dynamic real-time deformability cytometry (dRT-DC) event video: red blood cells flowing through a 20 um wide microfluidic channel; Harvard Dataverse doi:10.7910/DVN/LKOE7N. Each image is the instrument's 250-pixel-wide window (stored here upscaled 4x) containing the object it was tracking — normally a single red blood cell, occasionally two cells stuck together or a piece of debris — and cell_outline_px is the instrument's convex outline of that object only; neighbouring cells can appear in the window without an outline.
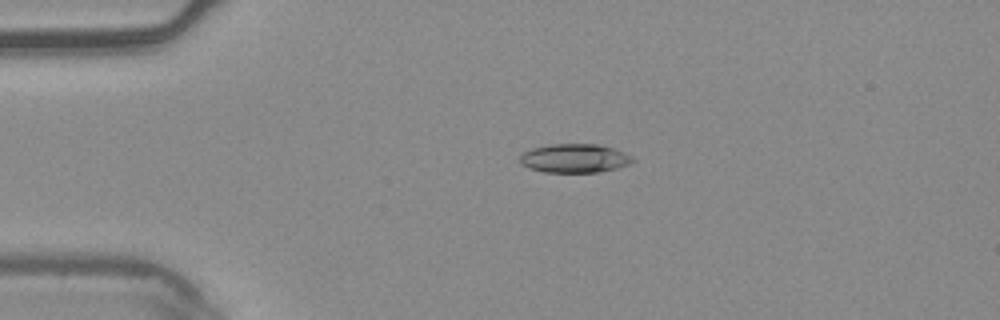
{"species": "common noctule bat (a hibernating species)", "species_latin": "Nyctalus noctula", "temperature_condition": "warm", "stored_images_in_passage": 6, "camera_frame_rate_fps": 3000, "um_per_image_px": 0.085, "animal": {"sex": "male", "body_mass_g": 20.4}, "frame": {"image": 1, "passage_image": 4, "time_ms": 1.0, "image_size_px": [1000, 320], "cell_outline_px": [[636, 160], [628, 164], [616, 168], [596, 172], [544, 172], [528, 168], [520, 164], [520, 156], [524, 152], [532, 148], [548, 144], [600, 144], [624, 152], [632, 156]], "centroid_in_image_um": [48.82, 13.45], "position_along_channel_um": 36.2, "area_um2": 18.96}}
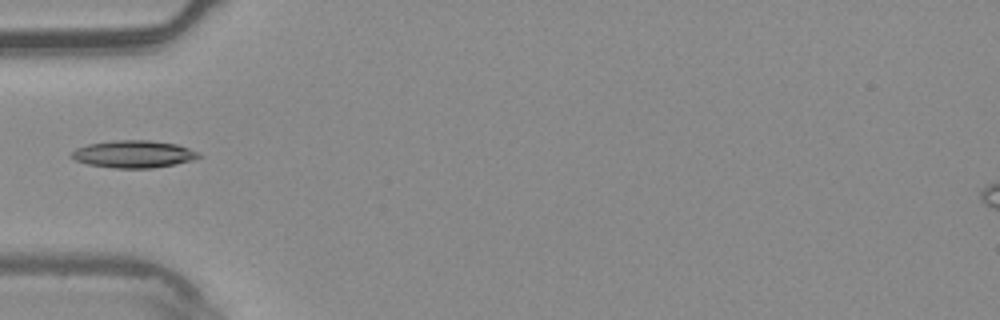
{"frame": {"image": 2, "passage_image": 5, "time_ms": 1.333, "image_size_px": [1000, 320], "cell_outline_px": [[200, 156], [192, 160], [176, 164], [152, 168], [112, 168], [88, 164], [76, 160], [72, 156], [72, 152], [76, 148], [88, 144], [112, 140], [148, 140], [176, 144], [200, 152]], "centroid_in_image_um": [11.36, 13.1], "position_along_channel_um": 73.6, "area_um2": 20.17}}